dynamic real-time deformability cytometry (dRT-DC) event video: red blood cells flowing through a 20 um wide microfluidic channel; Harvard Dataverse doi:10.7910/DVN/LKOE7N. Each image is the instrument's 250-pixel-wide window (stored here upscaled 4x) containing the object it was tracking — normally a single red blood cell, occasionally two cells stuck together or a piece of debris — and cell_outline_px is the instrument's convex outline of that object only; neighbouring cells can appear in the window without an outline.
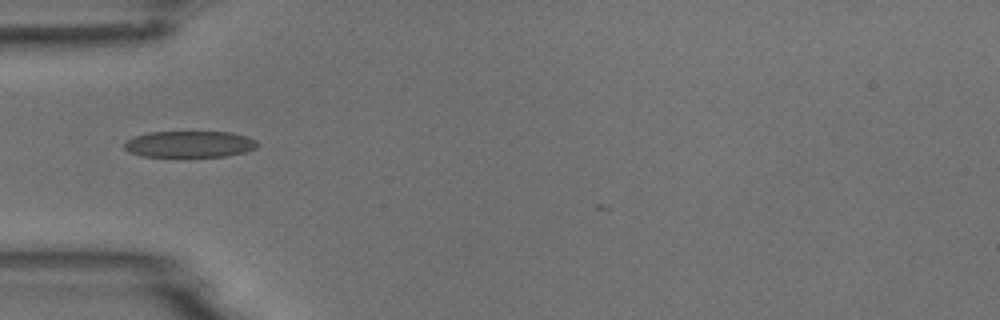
{"species": "common noctule bat (a hibernating species)", "species_latin": "Nyctalus noctula", "temperature_condition": "room temperature", "stored_images_in_passage": 19, "camera_frame_rate_fps": 3000, "um_per_image_px": 0.085, "animal": {"sex": "male", "body_mass_g": 18.8}, "frame": {"image": 1, "passage_image": 4, "time_ms": 1.0, "image_size_px": [1000, 320], "cell_outline_px": [[260, 144], [256, 148], [244, 152], [224, 156], [140, 156], [128, 152], [124, 148], [124, 144], [128, 140], [136, 136], [148, 132], [232, 132], [248, 136], [256, 140]], "centroid_in_image_um": [16.14, 12.25], "position_along_channel_um": 68.9, "area_um2": 20.46}}